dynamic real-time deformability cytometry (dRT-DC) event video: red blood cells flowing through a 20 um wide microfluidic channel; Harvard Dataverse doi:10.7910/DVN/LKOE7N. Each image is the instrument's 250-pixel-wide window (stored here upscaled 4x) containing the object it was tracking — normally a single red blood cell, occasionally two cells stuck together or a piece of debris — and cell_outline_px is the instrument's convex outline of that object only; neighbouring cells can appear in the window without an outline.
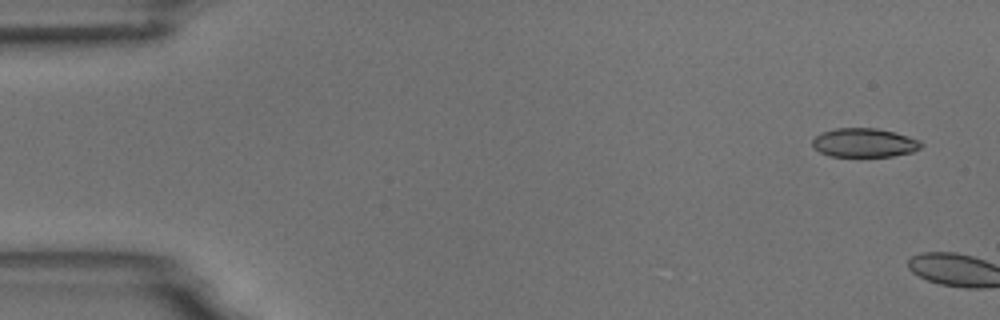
{"species": "common noctule bat (a hibernating species)", "species_latin": "Nyctalus noctula", "temperature_condition": "room temperature", "stored_images_in_passage": 2, "camera_frame_rate_fps": 3000, "um_per_image_px": 0.085, "animal": {"sex": "male", "body_mass_g": 18.8}, "frame": {"image": 1, "passage_image": 1, "time_ms": 0.0, "image_size_px": [1000, 320], "cell_outline_px": [[924, 144], [920, 148], [912, 152], [892, 156], [828, 156], [820, 152], [812, 144], [812, 140], [820, 132], [836, 128], [876, 128], [908, 136], [920, 140]], "centroid_in_image_um": [73.46, 12.13], "position_along_channel_um": 11.5, "area_um2": 18.26}}